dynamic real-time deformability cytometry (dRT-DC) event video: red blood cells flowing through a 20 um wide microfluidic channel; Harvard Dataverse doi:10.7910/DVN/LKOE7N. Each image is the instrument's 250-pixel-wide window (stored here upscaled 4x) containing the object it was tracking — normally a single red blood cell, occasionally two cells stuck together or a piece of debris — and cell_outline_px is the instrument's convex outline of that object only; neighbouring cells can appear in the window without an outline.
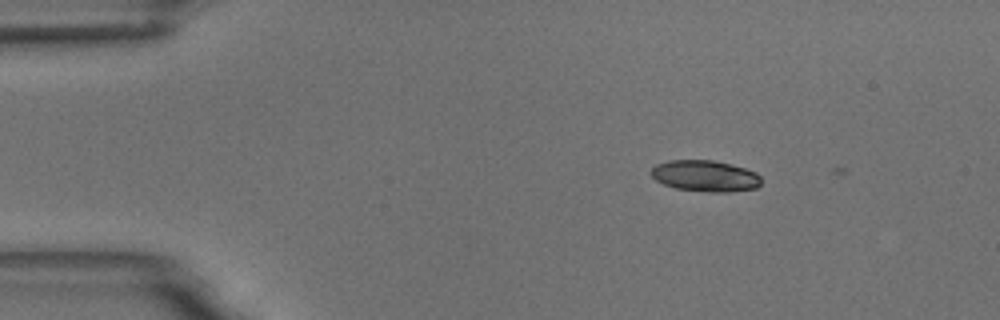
{"species": "common noctule bat (a hibernating species)", "species_latin": "Nyctalus noctula", "temperature_condition": "room temperature", "stored_images_in_passage": 6, "camera_frame_rate_fps": 3000, "um_per_image_px": 0.085, "animal": {"sex": "male", "body_mass_g": 18.8}, "frame": {"image": 1, "passage_image": 4, "time_ms": 1.0, "image_size_px": [1000, 320], "cell_outline_px": [[760, 184], [756, 188], [728, 192], [708, 192], [676, 188], [664, 184], [656, 180], [648, 172], [656, 164], [668, 160], [712, 160], [732, 164], [756, 172], [760, 176]], "centroid_in_image_um": [59.92, 14.95], "position_along_channel_um": 25.1, "area_um2": 20.11}}